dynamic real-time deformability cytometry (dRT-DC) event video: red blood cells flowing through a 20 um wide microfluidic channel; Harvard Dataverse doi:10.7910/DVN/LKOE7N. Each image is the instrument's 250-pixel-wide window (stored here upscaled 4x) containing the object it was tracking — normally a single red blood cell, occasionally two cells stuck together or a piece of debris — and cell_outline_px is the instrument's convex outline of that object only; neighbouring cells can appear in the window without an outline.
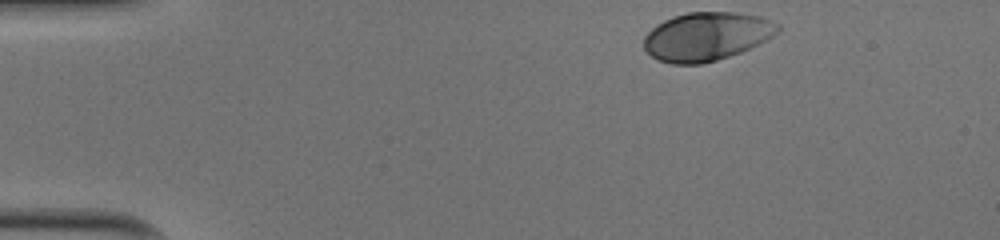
{"species": "human", "species_latin": "Homo sapiens", "temperature_condition": "cold", "stored_images_in_passage": 35, "camera_frame_rate_fps": 3000, "um_per_image_px": 0.085, "donor": {"sex": "male"}, "frame": {"image": 1, "passage_image": 1, "time_ms": 0.0, "image_size_px": [1000, 240], "cell_outline_px": [[780, 32], [740, 52], [704, 64], [672, 64], [656, 60], [644, 48], [644, 36], [656, 24], [672, 16], [688, 12], [736, 12], [760, 16], [780, 24]], "centroid_in_image_um": [60.04, 3.09], "position_along_channel_um": 25.0, "area_um2": 37.86}}
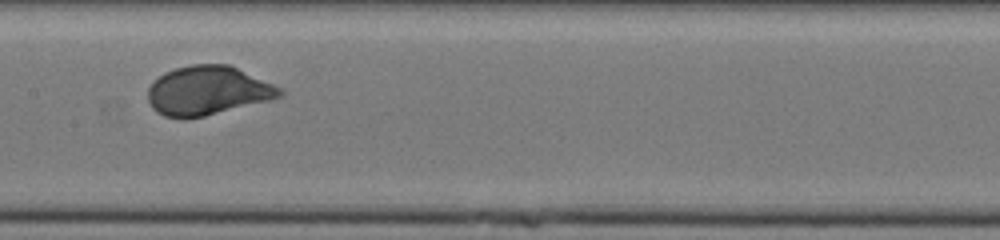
{"frame": {"image": 2, "passage_image": 20, "time_ms": 6.333, "image_size_px": [1000, 240], "cell_outline_px": [[284, 96], [272, 100], [204, 116], [164, 116], [156, 112], [152, 108], [148, 100], [148, 88], [164, 72], [176, 68], [192, 64], [228, 64], [272, 84], [280, 88], [284, 92]], "centroid_in_image_um": [17.68, 7.69], "position_along_channel_um": 189.7, "area_um2": 37.17}}
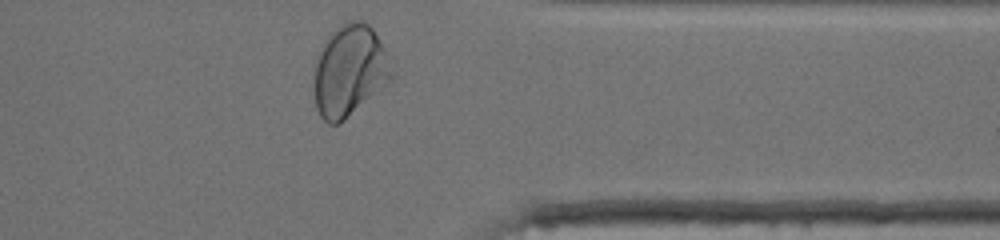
{"frame": {"image": 3, "passage_image": 35, "time_ms": 11.333, "image_size_px": [1000, 240], "cell_outline_px": [[396, 76], [388, 84], [340, 124], [328, 124], [320, 116], [316, 108], [312, 84], [316, 56], [328, 36], [344, 20], [360, 20], [368, 24], [372, 28], [384, 48]], "centroid_in_image_um": [29.7, 6.03], "position_along_channel_um": 381.7, "area_um2": 42.14}, "authors_computed_cell_mechanics": {"area_um2": 37.2232, "velocity_mm_per_s": 3.9617, "shape_relaxation_time_tau1_ms": 2.6731, "shape_relaxation_time_tau2_ms": null, "deformation_change_tau1": 0.1413, "deformation_change_tau2": null}}